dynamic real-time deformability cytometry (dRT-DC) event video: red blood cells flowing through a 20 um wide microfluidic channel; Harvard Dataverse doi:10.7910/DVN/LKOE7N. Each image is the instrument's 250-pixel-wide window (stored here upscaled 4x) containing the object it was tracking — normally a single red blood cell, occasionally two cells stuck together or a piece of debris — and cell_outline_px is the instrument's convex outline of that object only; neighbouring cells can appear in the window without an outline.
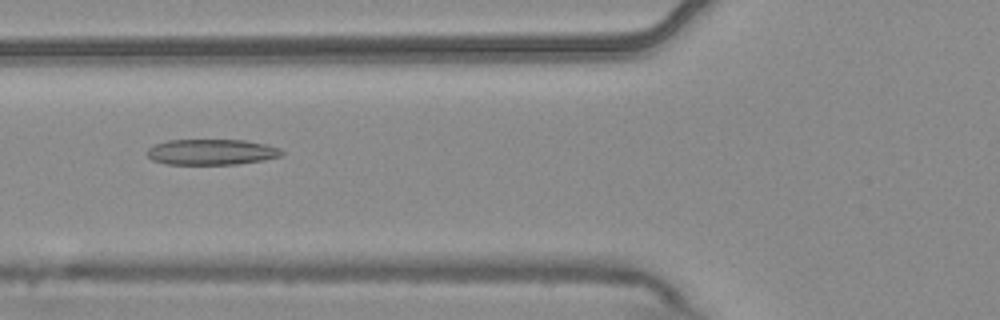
{"species": "common noctule bat (a hibernating species)", "species_latin": "Nyctalus noctula", "temperature_condition": "warm", "stored_images_in_passage": 6, "camera_frame_rate_fps": 3000, "um_per_image_px": 0.085, "animal": {"sex": "male", "body_mass_g": 20.4}, "frame": {"image": 1, "passage_image": 5, "time_ms": 1.333, "image_size_px": [1000, 320], "cell_outline_px": [[284, 152], [280, 156], [264, 160], [236, 164], [164, 164], [152, 160], [148, 156], [148, 148], [156, 144], [168, 140], [244, 140], [264, 144], [280, 148]], "centroid_in_image_um": [17.98, 12.92], "position_along_channel_um": 107.8, "area_um2": 20.06}}
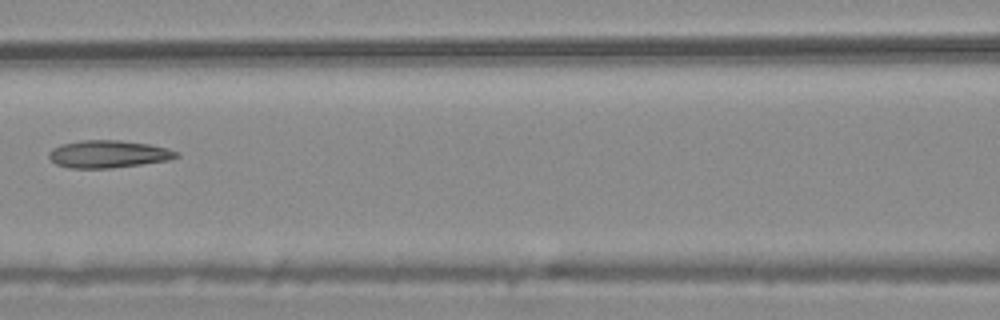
{"frame": {"image": 2, "passage_image": 6, "time_ms": 1.667, "image_size_px": [1000, 320], "cell_outline_px": [[180, 156], [168, 160], [112, 168], [68, 168], [56, 164], [48, 156], [48, 152], [52, 148], [60, 144], [80, 140], [120, 140], [148, 144], [168, 148], [180, 152]], "centroid_in_image_um": [9.19, 13.09], "position_along_channel_um": 157.4, "area_um2": 20.52}}